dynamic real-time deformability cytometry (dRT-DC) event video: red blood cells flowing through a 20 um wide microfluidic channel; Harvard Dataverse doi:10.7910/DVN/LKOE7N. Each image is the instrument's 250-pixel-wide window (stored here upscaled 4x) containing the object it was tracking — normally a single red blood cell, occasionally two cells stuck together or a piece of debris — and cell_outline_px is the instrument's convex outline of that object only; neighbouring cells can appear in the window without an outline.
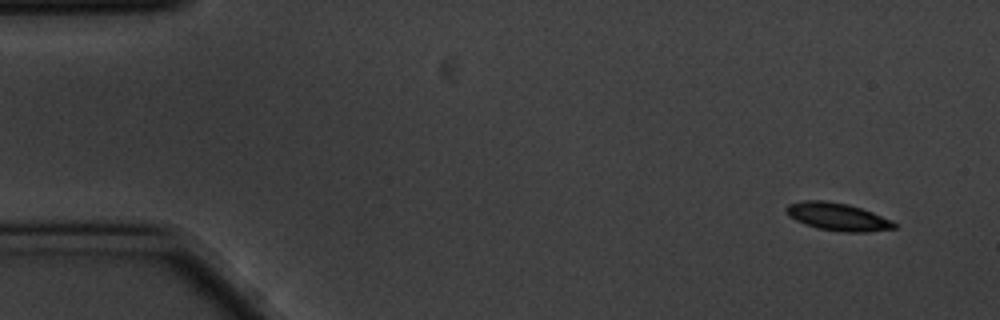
{"species": "common noctule bat (a hibernating species)", "species_latin": "Nyctalus noctula", "temperature_condition": "cold", "stored_images_in_passage": 12, "camera_frame_rate_fps": 3000, "um_per_image_px": 0.085, "animal": {"sex": "male", "body_mass_g": 20.1, "forearm_length_mm": 53.5}, "frame": {"image": 1, "passage_image": 1, "time_ms": 0.0, "image_size_px": [1000, 320], "cell_outline_px": [[896, 228], [864, 232], [840, 232], [816, 228], [804, 224], [788, 216], [784, 212], [784, 208], [788, 204], [804, 200], [824, 200], [848, 204], [872, 212], [892, 220], [896, 224]], "centroid_in_image_um": [71.14, 18.42], "position_along_channel_um": 13.9, "area_um2": 17.57}}
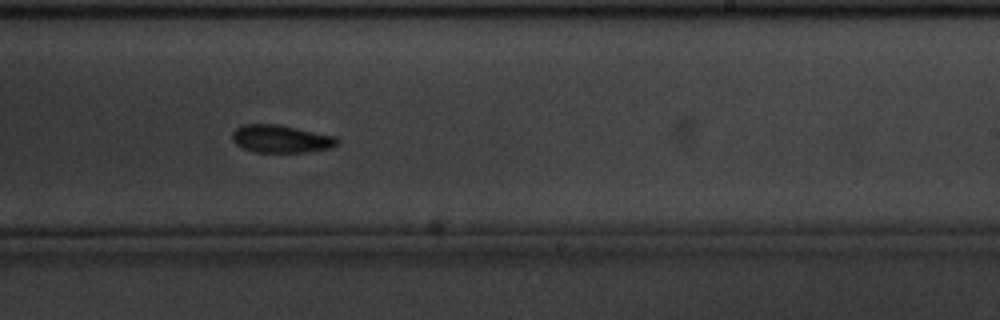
{"frame": {"image": 2, "passage_image": 9, "time_ms": 2.667, "image_size_px": [1000, 320], "cell_outline_px": [[340, 144], [332, 148], [304, 152], [256, 152], [244, 148], [236, 144], [232, 140], [232, 132], [240, 124], [280, 124], [336, 136], [340, 140]], "centroid_in_image_um": [23.92, 11.79], "position_along_channel_um": 265.1, "area_um2": 17.22}}
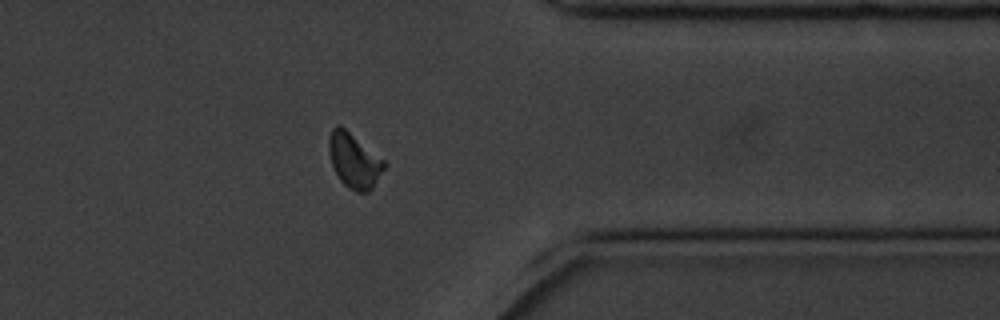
{"frame": {"image": 3, "passage_image": 12, "time_ms": 3.667, "image_size_px": [1000, 320], "cell_outline_px": [[388, 164], [372, 188], [368, 192], [356, 192], [348, 188], [340, 180], [332, 164], [328, 152], [328, 136], [332, 128], [336, 124], [340, 124], [384, 160]], "centroid_in_image_um": [30.09, 13.63], "position_along_channel_um": 381.3, "area_um2": 17.74}}